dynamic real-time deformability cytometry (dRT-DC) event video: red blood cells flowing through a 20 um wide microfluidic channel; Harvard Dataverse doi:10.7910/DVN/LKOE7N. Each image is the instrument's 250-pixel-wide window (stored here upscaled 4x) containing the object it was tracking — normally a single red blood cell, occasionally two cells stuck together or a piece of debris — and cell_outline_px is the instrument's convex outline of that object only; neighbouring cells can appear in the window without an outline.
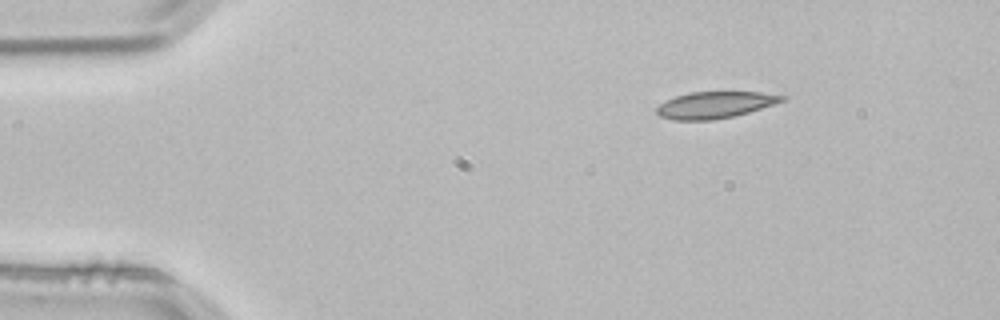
{"species": "common noctule bat (a hibernating species)", "species_latin": "Nyctalus noctula", "temperature_condition": "room temperature", "stored_images_in_passage": 2, "camera_frame_rate_fps": 3000, "um_per_image_px": 0.085, "animal": {"sex": "male", "body_mass_g": 21.5, "forearm_length_mm": 52.0}, "frame": {"image": 1, "passage_image": 1, "time_ms": 0.0, "image_size_px": [1000, 320], "cell_outline_px": [[788, 96], [784, 100], [776, 104], [748, 112], [732, 116], [712, 120], [676, 120], [660, 116], [656, 112], [656, 108], [664, 100], [688, 92], [760, 92]], "centroid_in_image_um": [60.77, 8.91], "position_along_channel_um": 24.2, "area_um2": 19.42}}